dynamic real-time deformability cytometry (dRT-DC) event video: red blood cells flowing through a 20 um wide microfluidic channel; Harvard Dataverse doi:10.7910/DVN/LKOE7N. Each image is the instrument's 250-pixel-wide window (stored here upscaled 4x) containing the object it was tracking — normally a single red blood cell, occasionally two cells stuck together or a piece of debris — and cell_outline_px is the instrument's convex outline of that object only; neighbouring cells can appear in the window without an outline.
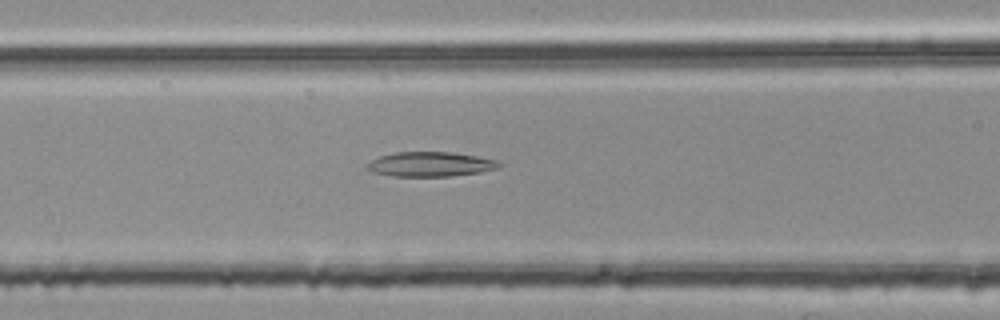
{"species": "common noctule bat (a hibernating species)", "species_latin": "Nyctalus noctula", "temperature_condition": "room temperature", "stored_images_in_passage": 47, "camera_frame_rate_fps": 3000, "um_per_image_px": 0.085, "animal": {"sex": "female", "body_mass_g": 25.1}, "frame": {"image": 1, "passage_image": 14, "time_ms": 4.333, "image_size_px": [1000, 320], "cell_outline_px": [[504, 164], [500, 168], [480, 172], [452, 176], [392, 176], [372, 172], [368, 168], [368, 164], [372, 160], [380, 156], [396, 152], [452, 152], [476, 156], [496, 160]], "centroid_in_image_um": [36.64, 13.96], "position_along_channel_um": 130.0, "area_um2": 18.9}}
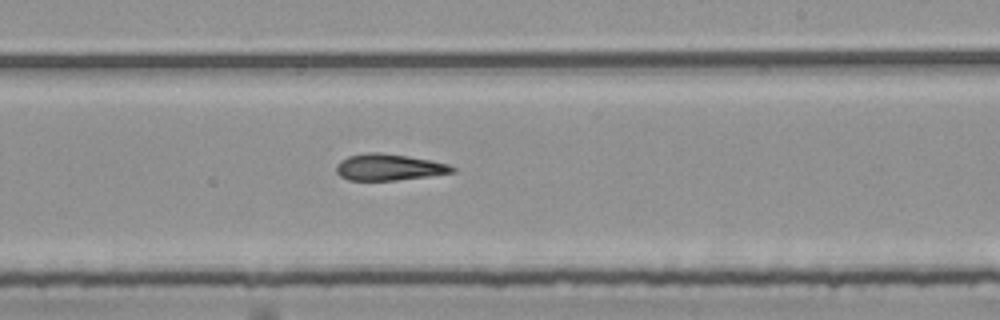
{"frame": {"image": 2, "passage_image": 24, "time_ms": 7.667, "image_size_px": [1000, 320], "cell_outline_px": [[456, 172], [428, 176], [396, 180], [348, 180], [340, 176], [336, 172], [336, 164], [340, 160], [348, 156], [368, 152], [380, 152], [408, 156], [432, 160], [448, 164], [456, 168]], "centroid_in_image_um": [33.05, 14.2], "position_along_channel_um": 255.9, "area_um2": 17.98}}
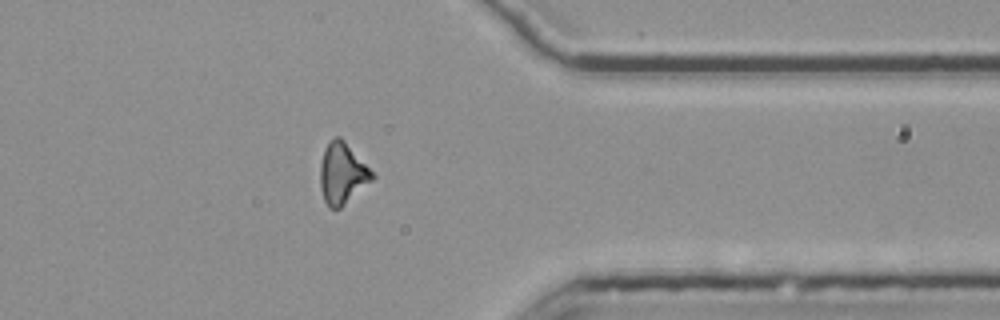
{"frame": {"image": 3, "passage_image": 35, "time_ms": 11.333, "image_size_px": [1000, 320], "cell_outline_px": [[376, 176], [372, 180], [340, 208], [328, 208], [324, 200], [320, 188], [320, 164], [324, 148], [328, 140], [336, 136], [340, 136], [344, 140]], "centroid_in_image_um": [29.06, 14.73], "position_along_channel_um": 382.3, "area_um2": 18.44}, "authors_computed_cell_mechanics": {"area_um2": 18.2648, "velocity_mm_per_s": 3.7839, "shape_relaxation_time_tau1_ms": null, "shape_relaxation_time_tau2_ms": 4.3246, "deformation_change_tau1": null, "deformation_change_tau2": 0.1623}}